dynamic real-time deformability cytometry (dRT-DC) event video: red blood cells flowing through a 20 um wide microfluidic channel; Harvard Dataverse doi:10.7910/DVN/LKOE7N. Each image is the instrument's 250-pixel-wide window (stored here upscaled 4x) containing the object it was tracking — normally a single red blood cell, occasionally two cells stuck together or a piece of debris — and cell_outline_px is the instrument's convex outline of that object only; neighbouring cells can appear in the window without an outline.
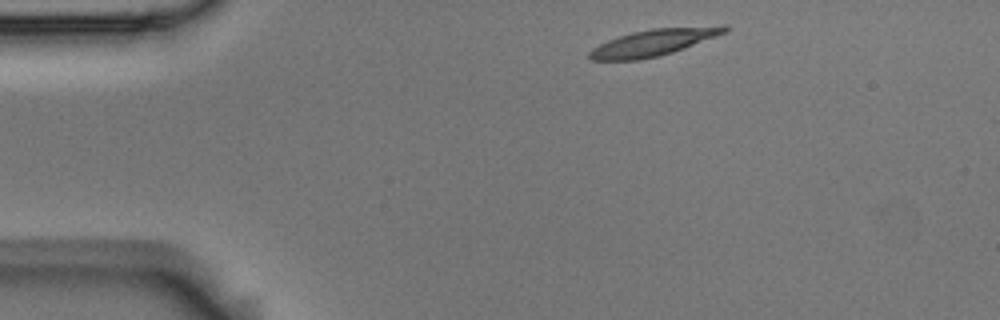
{"species": "Egyptian fruit bat (a non-hibernating species)", "species_latin": "Rousettus aegyptiacus", "temperature_condition": "room temperature", "stored_images_in_passage": 3, "camera_frame_rate_fps": 3000, "um_per_image_px": 0.085, "animal": {"sex": "male"}, "frame": {"image": 1, "passage_image": 1, "time_ms": 0.0, "image_size_px": [1000, 320], "cell_outline_px": [[728, 32], [672, 52], [660, 56], [640, 60], [592, 60], [588, 56], [588, 52], [592, 48], [608, 40], [632, 32], [652, 28], [724, 24], [728, 24]], "centroid_in_image_um": [55.62, 3.59], "position_along_channel_um": 29.4, "area_um2": 21.21}}